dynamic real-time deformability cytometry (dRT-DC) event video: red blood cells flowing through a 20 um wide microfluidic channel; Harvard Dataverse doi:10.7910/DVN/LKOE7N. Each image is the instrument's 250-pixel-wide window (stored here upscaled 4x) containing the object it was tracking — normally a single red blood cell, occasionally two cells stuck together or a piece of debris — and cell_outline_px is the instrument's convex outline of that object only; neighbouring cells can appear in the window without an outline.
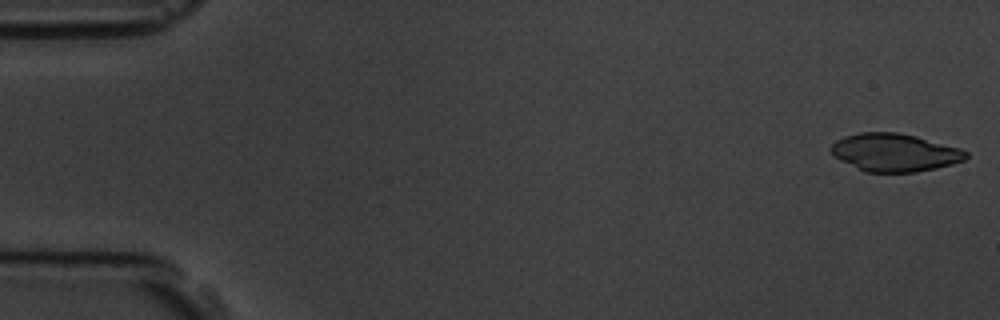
{"species": "common noctule bat (a hibernating species)", "species_latin": "Nyctalus noctula", "temperature_condition": "room temperature", "stored_images_in_passage": 5, "camera_frame_rate_fps": 3000, "um_per_image_px": 0.085, "animal": {"sex": "male", "body_mass_g": 19.5, "forearm_length_mm": 54.6}, "frame": {"image": 1, "passage_image": 1, "time_ms": 0.0, "image_size_px": [1000, 320], "cell_outline_px": [[968, 156], [964, 160], [952, 164], [936, 168], [916, 172], [864, 172], [832, 156], [828, 148], [836, 140], [844, 136], [860, 132], [896, 132], [916, 136], [960, 148], [968, 152]], "centroid_in_image_um": [76.0, 12.96], "position_along_channel_um": 9.0, "area_um2": 30.0}}